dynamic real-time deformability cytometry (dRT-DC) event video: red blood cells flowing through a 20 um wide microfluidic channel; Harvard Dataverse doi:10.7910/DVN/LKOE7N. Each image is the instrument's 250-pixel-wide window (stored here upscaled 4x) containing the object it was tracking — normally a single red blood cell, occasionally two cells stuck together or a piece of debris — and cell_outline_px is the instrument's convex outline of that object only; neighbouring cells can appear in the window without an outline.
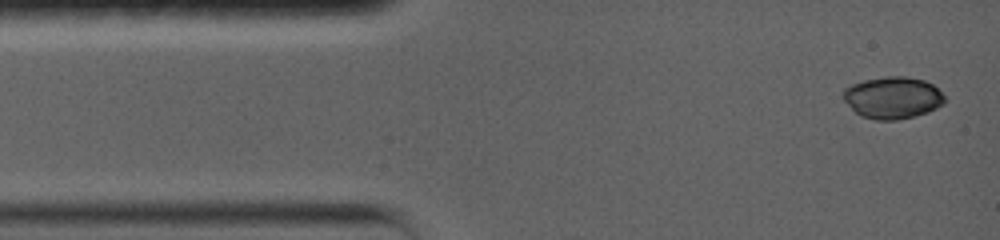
{"species": "common noctule bat (a hibernating species)", "species_latin": "Nyctalus noctula", "temperature_condition": "warm", "stored_images_in_passage": 10, "camera_frame_rate_fps": 5000, "um_per_image_px": 0.085, "animal": {"sex": "female", "body_mass_g": 19.0, "forearm_length_mm": 56.7}, "frame": {"image": 1, "passage_image": 1, "time_ms": 0.0, "image_size_px": [1000, 240], "cell_outline_px": [[944, 104], [928, 112], [916, 116], [896, 120], [876, 120], [860, 116], [844, 100], [844, 88], [852, 84], [864, 80], [884, 76], [904, 76], [924, 80], [932, 84], [944, 96]], "centroid_in_image_um": [75.88, 8.3], "position_along_channel_um": 9.1, "area_um2": 24.74}}
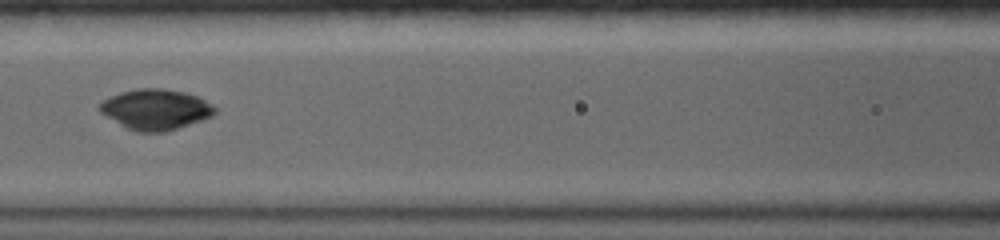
{"frame": {"image": 2, "passage_image": 9, "time_ms": 5.6, "image_size_px": [1000, 240], "cell_outline_px": [[216, 112], [212, 116], [164, 132], [136, 132], [128, 128], [100, 112], [100, 104], [104, 100], [120, 92], [136, 88], [160, 88], [184, 92], [196, 96], [212, 104], [216, 108]], "centroid_in_image_um": [13.24, 9.29], "position_along_channel_um": 153.4, "area_um2": 26.7}}
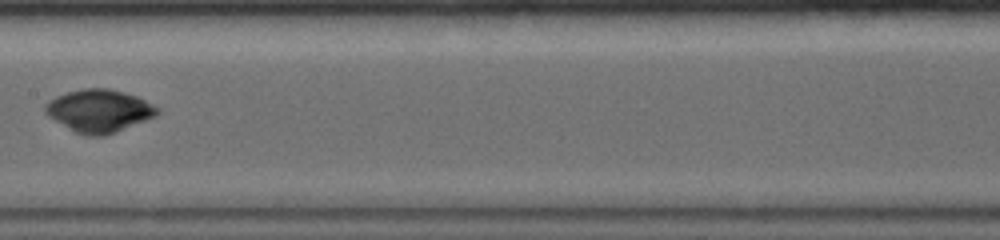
{"frame": {"image": 3, "passage_image": 10, "time_ms": 6.8, "image_size_px": [1000, 240], "cell_outline_px": [[160, 112], [156, 116], [104, 136], [88, 136], [76, 132], [68, 128], [48, 116], [44, 112], [44, 104], [48, 100], [56, 96], [68, 92], [84, 88], [108, 88], [124, 92], [136, 96], [160, 108]], "centroid_in_image_um": [8.4, 9.41], "position_along_channel_um": 199.0, "area_um2": 27.74}}